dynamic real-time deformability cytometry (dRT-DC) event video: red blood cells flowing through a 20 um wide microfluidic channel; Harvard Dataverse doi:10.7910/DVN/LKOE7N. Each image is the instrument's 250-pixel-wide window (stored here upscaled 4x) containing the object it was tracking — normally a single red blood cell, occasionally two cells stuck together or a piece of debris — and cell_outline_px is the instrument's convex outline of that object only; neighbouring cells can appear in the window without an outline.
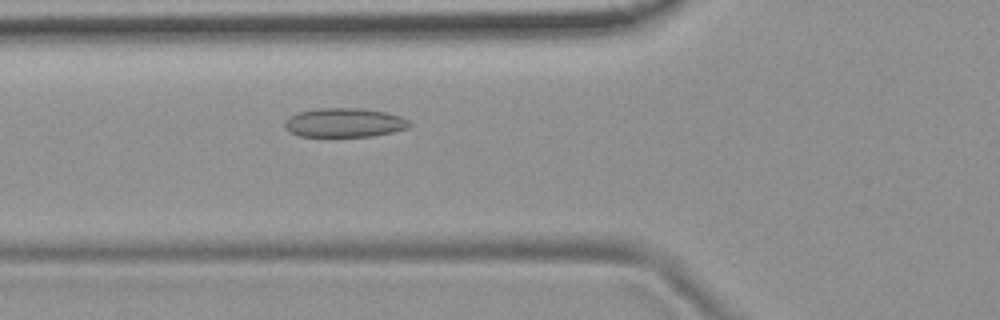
{"species": "common noctule bat (a hibernating species)", "species_latin": "Nyctalus noctula", "temperature_condition": "room temperature", "stored_images_in_passage": 52, "camera_frame_rate_fps": 3000, "um_per_image_px": 0.085, "animal": {"sex": "female", "body_mass_g": 19.9}, "frame": {"image": 1, "passage_image": 18, "time_ms": 5.667, "image_size_px": [1000, 320], "cell_outline_px": [[412, 124], [408, 128], [392, 132], [372, 136], [300, 136], [292, 132], [284, 124], [292, 116], [300, 112], [316, 108], [364, 108], [384, 112], [400, 116], [408, 120]], "centroid_in_image_um": [29.34, 10.42], "position_along_channel_um": 96.5, "area_um2": 20.81}}
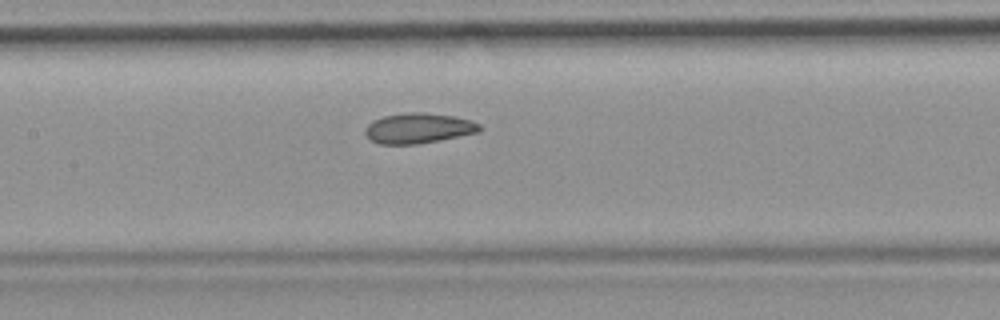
{"frame": {"image": 2, "passage_image": 24, "time_ms": 7.667, "image_size_px": [1000, 320], "cell_outline_px": [[484, 128], [480, 132], [440, 140], [416, 144], [380, 144], [372, 140], [364, 132], [364, 128], [372, 120], [384, 116], [404, 112], [424, 112], [456, 116], [472, 120], [480, 124]], "centroid_in_image_um": [35.61, 10.88], "position_along_channel_um": 171.8, "area_um2": 20.46}}
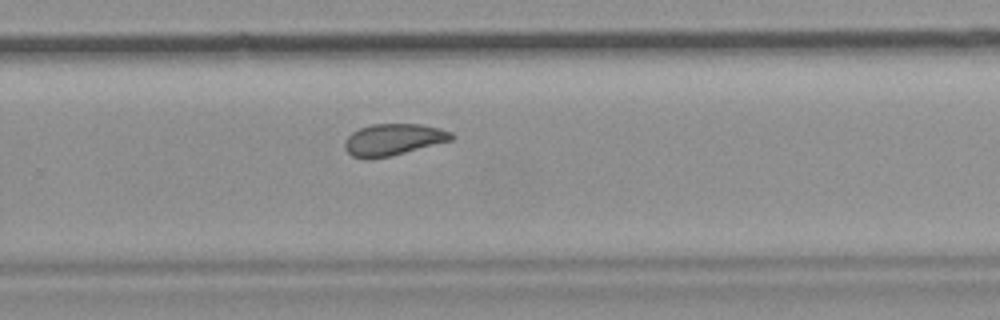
{"frame": {"image": 3, "passage_image": 34, "time_ms": 11.0, "image_size_px": [1000, 320], "cell_outline_px": [[456, 136], [452, 140], [372, 160], [364, 160], [352, 156], [344, 148], [344, 140], [352, 132], [360, 128], [372, 124], [420, 124], [452, 132]], "centroid_in_image_um": [33.37, 11.88], "position_along_channel_um": 296.4, "area_um2": 19.65}, "authors_computed_cell_mechanics": {"area_um2": 20.7213, "velocity_mm_per_s": 3.7593, "shape_relaxation_time_tau1_ms": null, "shape_relaxation_time_tau2_ms": 1.9912, "deformation_change_tau1": null, "deformation_change_tau2": 0.0732}}